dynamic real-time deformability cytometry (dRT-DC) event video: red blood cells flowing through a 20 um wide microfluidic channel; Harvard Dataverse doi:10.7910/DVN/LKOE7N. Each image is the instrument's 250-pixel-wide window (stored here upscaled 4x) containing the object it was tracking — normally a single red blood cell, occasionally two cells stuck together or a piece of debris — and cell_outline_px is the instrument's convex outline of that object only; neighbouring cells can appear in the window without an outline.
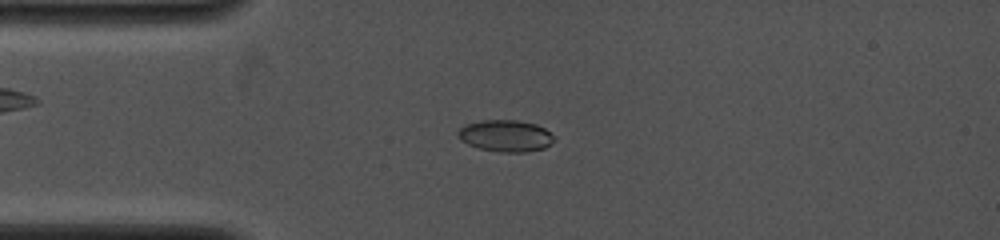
{"species": "common noctule bat (a hibernating species)", "species_latin": "Nyctalus noctula", "temperature_condition": "cold", "stored_images_in_passage": 54, "camera_frame_rate_fps": 4000, "um_per_image_px": 0.085, "animal": {"sex": "female", "body_mass_g": 19.0, "forearm_length_mm": 53.3}, "frame": {"image": 1, "passage_image": 9, "time_ms": 3.25, "image_size_px": [1000, 240], "cell_outline_px": [[556, 140], [544, 148], [528, 152], [500, 152], [480, 148], [468, 144], [460, 140], [456, 132], [464, 124], [480, 120], [516, 120], [536, 124], [544, 128], [556, 136]], "centroid_in_image_um": [42.99, 11.54], "position_along_channel_um": 42.0, "area_um2": 17.98}}
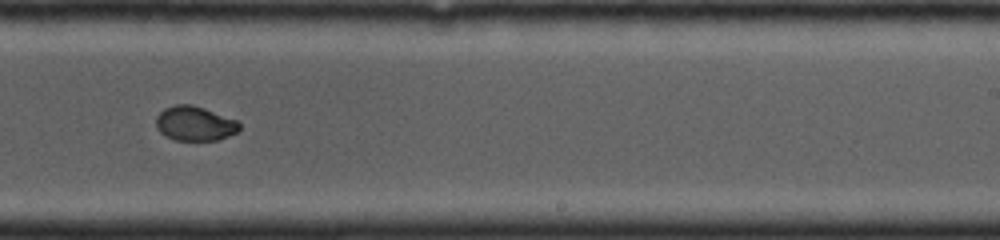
{"frame": {"image": 2, "passage_image": 32, "time_ms": 9.0, "image_size_px": [1000, 240], "cell_outline_px": [[240, 128], [236, 132], [220, 140], [176, 140], [164, 136], [156, 128], [156, 116], [164, 108], [176, 104], [192, 104], [204, 108], [236, 120], [240, 124]], "centroid_in_image_um": [16.53, 10.5], "position_along_channel_um": 272.5, "area_um2": 16.82}}
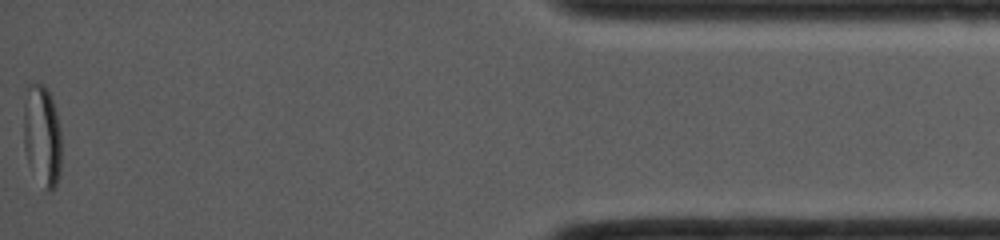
{"frame": {"image": 3, "passage_image": 54, "time_ms": 14.25, "image_size_px": [1000, 240], "cell_outline_px": [[60, 176], [52, 192], [48, 192], [28, 164], [24, 148], [24, 88], [28, 84], [44, 84], [48, 88], [56, 112], [60, 132]], "centroid_in_image_um": [3.56, 11.48], "position_along_channel_um": 431.6, "area_um2": 22.43}}